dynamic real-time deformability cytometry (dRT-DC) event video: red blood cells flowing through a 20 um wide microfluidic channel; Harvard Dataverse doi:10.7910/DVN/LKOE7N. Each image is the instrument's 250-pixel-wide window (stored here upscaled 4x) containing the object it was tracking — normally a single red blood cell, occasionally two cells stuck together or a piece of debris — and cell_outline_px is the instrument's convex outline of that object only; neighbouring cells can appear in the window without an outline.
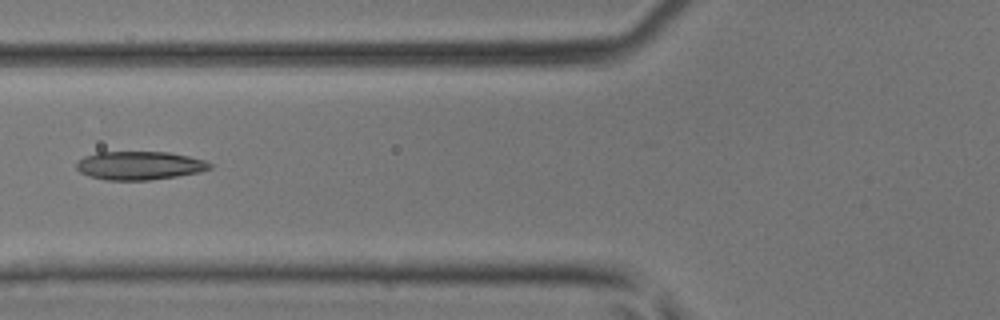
{"species": "common noctule bat (a hibernating species)", "species_latin": "Nyctalus noctula", "temperature_condition": "room temperature", "stored_images_in_passage": 38, "camera_frame_rate_fps": 3000, "um_per_image_px": 0.085, "animal": {"sex": "male", "body_mass_g": 17.9, "forearm_length_mm": 54.2}, "frame": {"image": 1, "passage_image": 19, "time_ms": 6.0, "image_size_px": [1000, 320], "cell_outline_px": [[212, 168], [200, 172], [176, 176], [148, 180], [108, 180], [88, 176], [80, 172], [76, 168], [76, 164], [84, 156], [96, 152], [168, 152], [188, 156], [204, 160], [212, 164]], "centroid_in_image_um": [11.85, 14.07], "position_along_channel_um": 113.9, "area_um2": 22.08}}
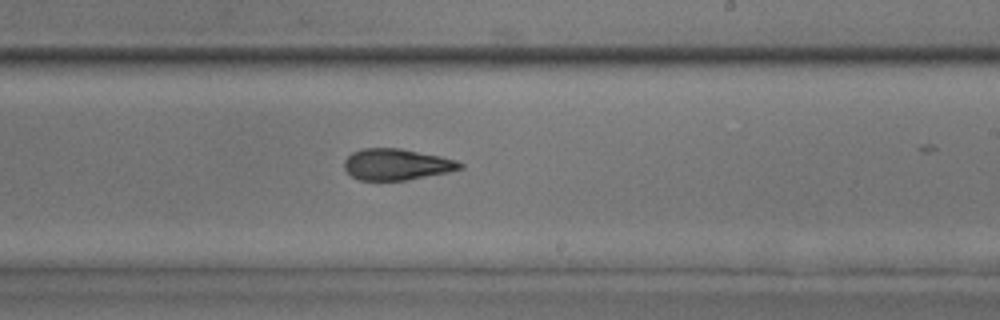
{"frame": {"image": 2, "passage_image": 29, "time_ms": 9.333, "image_size_px": [1000, 320], "cell_outline_px": [[464, 168], [448, 172], [404, 180], [360, 180], [352, 176], [344, 168], [344, 160], [352, 152], [360, 148], [400, 148], [440, 156], [456, 160], [464, 164]], "centroid_in_image_um": [33.7, 13.96], "position_along_channel_um": 255.3, "area_um2": 21.04}}
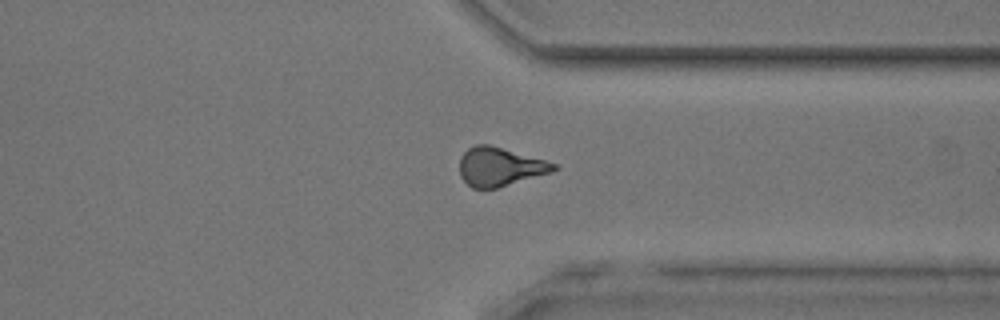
{"frame": {"image": 3, "passage_image": 37, "time_ms": 12.0, "image_size_px": [1000, 320], "cell_outline_px": [[560, 168], [552, 172], [496, 188], [472, 188], [460, 176], [460, 156], [468, 148], [476, 144], [488, 144], [544, 160], [556, 164]], "centroid_in_image_um": [42.47, 14.17], "position_along_channel_um": 368.9, "area_um2": 20.98}}